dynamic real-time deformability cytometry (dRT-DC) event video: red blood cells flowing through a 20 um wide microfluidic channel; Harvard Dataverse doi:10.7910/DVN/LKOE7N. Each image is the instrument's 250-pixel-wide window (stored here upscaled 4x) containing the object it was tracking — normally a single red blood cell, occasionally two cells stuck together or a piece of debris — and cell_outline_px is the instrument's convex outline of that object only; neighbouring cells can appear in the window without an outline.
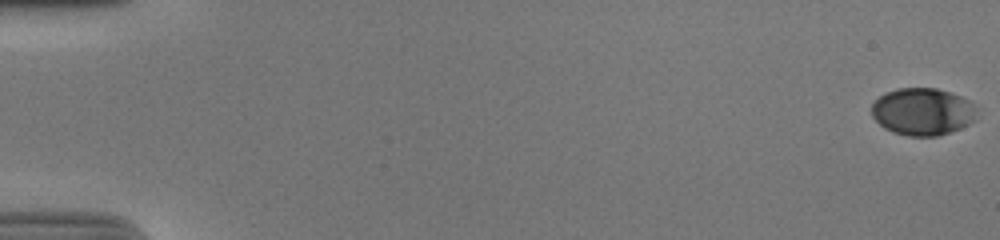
{"species": "human", "species_latin": "Homo sapiens", "temperature_condition": "cold", "stored_images_in_passage": 55, "camera_frame_rate_fps": 3000, "um_per_image_px": 0.085, "donor": {"sex": "male"}, "frame": {"image": 1, "passage_image": 1, "time_ms": 0.0, "image_size_px": [1000, 240], "cell_outline_px": [[976, 108], [972, 120], [968, 124], [952, 132], [936, 136], [908, 136], [892, 132], [884, 128], [872, 116], [872, 104], [884, 92], [896, 88], [936, 88], [960, 96], [968, 100]], "centroid_in_image_um": [78.38, 9.49], "position_along_channel_um": 6.6, "area_um2": 28.84}}
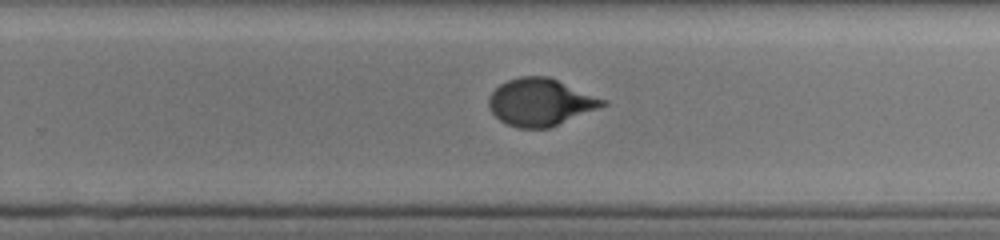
{"frame": {"image": 2, "passage_image": 37, "time_ms": 12.0, "image_size_px": [1000, 240], "cell_outline_px": [[608, 104], [548, 128], [520, 128], [508, 124], [500, 120], [492, 112], [488, 104], [488, 96], [500, 84], [508, 80], [520, 76], [548, 76], [608, 100]], "centroid_in_image_um": [45.94, 8.67], "position_along_channel_um": 283.9, "area_um2": 31.15}}
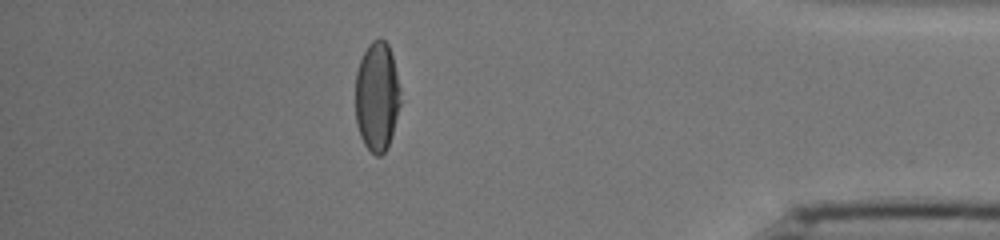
{"frame": {"image": 3, "passage_image": 49, "time_ms": 16.0, "image_size_px": [1000, 240], "cell_outline_px": [[400, 104], [388, 148], [380, 156], [376, 156], [364, 144], [360, 136], [356, 124], [356, 72], [360, 60], [368, 44], [372, 40], [380, 36], [388, 44], [392, 56], [400, 88]], "centroid_in_image_um": [32.04, 8.19], "position_along_channel_um": 403.2, "area_um2": 28.78}, "authors_computed_cell_mechanics": {"area_um2": 30.4606, "velocity_mm_per_s": 3.8578, "shape_relaxation_time_tau1_ms": 4.6853, "shape_relaxation_time_tau2_ms": null, "deformation_change_tau1": 0.1977, "deformation_change_tau2": null}}